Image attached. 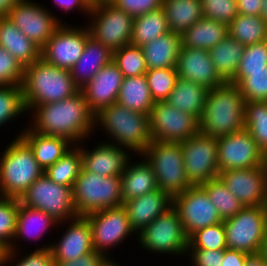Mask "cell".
Listing matches in <instances>:
<instances>
[{
    "instance_id": "obj_21",
    "label": "cell",
    "mask_w": 267,
    "mask_h": 266,
    "mask_svg": "<svg viewBox=\"0 0 267 266\" xmlns=\"http://www.w3.org/2000/svg\"><path fill=\"white\" fill-rule=\"evenodd\" d=\"M101 140L91 149L83 142L81 148L82 165L88 171L104 177L121 176L133 154L129 150Z\"/></svg>"
},
{
    "instance_id": "obj_13",
    "label": "cell",
    "mask_w": 267,
    "mask_h": 266,
    "mask_svg": "<svg viewBox=\"0 0 267 266\" xmlns=\"http://www.w3.org/2000/svg\"><path fill=\"white\" fill-rule=\"evenodd\" d=\"M40 3L33 0H20L10 8L5 16L29 40L42 48L52 37L54 31L66 22L62 20V17L60 19L57 14Z\"/></svg>"
},
{
    "instance_id": "obj_19",
    "label": "cell",
    "mask_w": 267,
    "mask_h": 266,
    "mask_svg": "<svg viewBox=\"0 0 267 266\" xmlns=\"http://www.w3.org/2000/svg\"><path fill=\"white\" fill-rule=\"evenodd\" d=\"M220 180L244 207L265 206L267 199V163L240 170L219 172Z\"/></svg>"
},
{
    "instance_id": "obj_4",
    "label": "cell",
    "mask_w": 267,
    "mask_h": 266,
    "mask_svg": "<svg viewBox=\"0 0 267 266\" xmlns=\"http://www.w3.org/2000/svg\"><path fill=\"white\" fill-rule=\"evenodd\" d=\"M21 86L27 112L37 105L59 102L80 91L71 71L48 64L42 58L24 67Z\"/></svg>"
},
{
    "instance_id": "obj_1",
    "label": "cell",
    "mask_w": 267,
    "mask_h": 266,
    "mask_svg": "<svg viewBox=\"0 0 267 266\" xmlns=\"http://www.w3.org/2000/svg\"><path fill=\"white\" fill-rule=\"evenodd\" d=\"M28 113L31 121L26 125L32 131L61 136L73 144H87L95 132V114L81 91L59 102L37 105Z\"/></svg>"
},
{
    "instance_id": "obj_32",
    "label": "cell",
    "mask_w": 267,
    "mask_h": 266,
    "mask_svg": "<svg viewBox=\"0 0 267 266\" xmlns=\"http://www.w3.org/2000/svg\"><path fill=\"white\" fill-rule=\"evenodd\" d=\"M228 36V25L203 17L181 35L182 47L209 51Z\"/></svg>"
},
{
    "instance_id": "obj_10",
    "label": "cell",
    "mask_w": 267,
    "mask_h": 266,
    "mask_svg": "<svg viewBox=\"0 0 267 266\" xmlns=\"http://www.w3.org/2000/svg\"><path fill=\"white\" fill-rule=\"evenodd\" d=\"M88 24L90 35L112 52L130 44L133 17L111 2L91 5Z\"/></svg>"
},
{
    "instance_id": "obj_8",
    "label": "cell",
    "mask_w": 267,
    "mask_h": 266,
    "mask_svg": "<svg viewBox=\"0 0 267 266\" xmlns=\"http://www.w3.org/2000/svg\"><path fill=\"white\" fill-rule=\"evenodd\" d=\"M120 176L104 177L83 167L72 188L78 216L123 205Z\"/></svg>"
},
{
    "instance_id": "obj_5",
    "label": "cell",
    "mask_w": 267,
    "mask_h": 266,
    "mask_svg": "<svg viewBox=\"0 0 267 266\" xmlns=\"http://www.w3.org/2000/svg\"><path fill=\"white\" fill-rule=\"evenodd\" d=\"M44 174L30 146L14 137L0 153V196L20 198Z\"/></svg>"
},
{
    "instance_id": "obj_2",
    "label": "cell",
    "mask_w": 267,
    "mask_h": 266,
    "mask_svg": "<svg viewBox=\"0 0 267 266\" xmlns=\"http://www.w3.org/2000/svg\"><path fill=\"white\" fill-rule=\"evenodd\" d=\"M96 129L103 130L105 138L108 137L106 143L125 148L135 157L140 156L153 141L149 115L132 111L117 102L95 114Z\"/></svg>"
},
{
    "instance_id": "obj_35",
    "label": "cell",
    "mask_w": 267,
    "mask_h": 266,
    "mask_svg": "<svg viewBox=\"0 0 267 266\" xmlns=\"http://www.w3.org/2000/svg\"><path fill=\"white\" fill-rule=\"evenodd\" d=\"M244 46L229 35L211 48L209 56L225 82H230L238 69Z\"/></svg>"
},
{
    "instance_id": "obj_17",
    "label": "cell",
    "mask_w": 267,
    "mask_h": 266,
    "mask_svg": "<svg viewBox=\"0 0 267 266\" xmlns=\"http://www.w3.org/2000/svg\"><path fill=\"white\" fill-rule=\"evenodd\" d=\"M153 141L181 142L199 133V120L165 101L154 102L149 114Z\"/></svg>"
},
{
    "instance_id": "obj_63",
    "label": "cell",
    "mask_w": 267,
    "mask_h": 266,
    "mask_svg": "<svg viewBox=\"0 0 267 266\" xmlns=\"http://www.w3.org/2000/svg\"><path fill=\"white\" fill-rule=\"evenodd\" d=\"M119 261H117L116 263H111L110 266H122L121 264L123 263H118Z\"/></svg>"
},
{
    "instance_id": "obj_42",
    "label": "cell",
    "mask_w": 267,
    "mask_h": 266,
    "mask_svg": "<svg viewBox=\"0 0 267 266\" xmlns=\"http://www.w3.org/2000/svg\"><path fill=\"white\" fill-rule=\"evenodd\" d=\"M113 62L124 77L140 76L148 70L142 48L132 44L114 51Z\"/></svg>"
},
{
    "instance_id": "obj_12",
    "label": "cell",
    "mask_w": 267,
    "mask_h": 266,
    "mask_svg": "<svg viewBox=\"0 0 267 266\" xmlns=\"http://www.w3.org/2000/svg\"><path fill=\"white\" fill-rule=\"evenodd\" d=\"M19 201L22 205L44 211L59 222L78 217L72 188L51 181L45 174L23 193Z\"/></svg>"
},
{
    "instance_id": "obj_11",
    "label": "cell",
    "mask_w": 267,
    "mask_h": 266,
    "mask_svg": "<svg viewBox=\"0 0 267 266\" xmlns=\"http://www.w3.org/2000/svg\"><path fill=\"white\" fill-rule=\"evenodd\" d=\"M84 217L90 224L94 251L103 254L112 263H115V260L112 254L108 253L113 252L117 245L118 248L121 247L127 238L129 240V237L137 236L130 226L123 206L95 211Z\"/></svg>"
},
{
    "instance_id": "obj_34",
    "label": "cell",
    "mask_w": 267,
    "mask_h": 266,
    "mask_svg": "<svg viewBox=\"0 0 267 266\" xmlns=\"http://www.w3.org/2000/svg\"><path fill=\"white\" fill-rule=\"evenodd\" d=\"M154 100L147 84L145 74L136 77H124L117 103L142 114H150Z\"/></svg>"
},
{
    "instance_id": "obj_33",
    "label": "cell",
    "mask_w": 267,
    "mask_h": 266,
    "mask_svg": "<svg viewBox=\"0 0 267 266\" xmlns=\"http://www.w3.org/2000/svg\"><path fill=\"white\" fill-rule=\"evenodd\" d=\"M162 8L170 31L180 35L204 17L201 0H163Z\"/></svg>"
},
{
    "instance_id": "obj_51",
    "label": "cell",
    "mask_w": 267,
    "mask_h": 266,
    "mask_svg": "<svg viewBox=\"0 0 267 266\" xmlns=\"http://www.w3.org/2000/svg\"><path fill=\"white\" fill-rule=\"evenodd\" d=\"M111 3L134 18L160 9L163 0H111Z\"/></svg>"
},
{
    "instance_id": "obj_61",
    "label": "cell",
    "mask_w": 267,
    "mask_h": 266,
    "mask_svg": "<svg viewBox=\"0 0 267 266\" xmlns=\"http://www.w3.org/2000/svg\"><path fill=\"white\" fill-rule=\"evenodd\" d=\"M5 258V249L0 245V266H3Z\"/></svg>"
},
{
    "instance_id": "obj_37",
    "label": "cell",
    "mask_w": 267,
    "mask_h": 266,
    "mask_svg": "<svg viewBox=\"0 0 267 266\" xmlns=\"http://www.w3.org/2000/svg\"><path fill=\"white\" fill-rule=\"evenodd\" d=\"M228 35L244 47L267 40V21L262 16L238 14L228 24Z\"/></svg>"
},
{
    "instance_id": "obj_25",
    "label": "cell",
    "mask_w": 267,
    "mask_h": 266,
    "mask_svg": "<svg viewBox=\"0 0 267 266\" xmlns=\"http://www.w3.org/2000/svg\"><path fill=\"white\" fill-rule=\"evenodd\" d=\"M59 221L42 210L22 205L19 201L15 234L10 247L5 251H20L21 241L42 240L53 228H58ZM45 233V234H44ZM22 239V240H21ZM17 240V241H16ZM20 246V247H19Z\"/></svg>"
},
{
    "instance_id": "obj_41",
    "label": "cell",
    "mask_w": 267,
    "mask_h": 266,
    "mask_svg": "<svg viewBox=\"0 0 267 266\" xmlns=\"http://www.w3.org/2000/svg\"><path fill=\"white\" fill-rule=\"evenodd\" d=\"M27 113L22 86H0V129Z\"/></svg>"
},
{
    "instance_id": "obj_16",
    "label": "cell",
    "mask_w": 267,
    "mask_h": 266,
    "mask_svg": "<svg viewBox=\"0 0 267 266\" xmlns=\"http://www.w3.org/2000/svg\"><path fill=\"white\" fill-rule=\"evenodd\" d=\"M217 146L219 172L248 169L267 163V156L246 129L217 138Z\"/></svg>"
},
{
    "instance_id": "obj_62",
    "label": "cell",
    "mask_w": 267,
    "mask_h": 266,
    "mask_svg": "<svg viewBox=\"0 0 267 266\" xmlns=\"http://www.w3.org/2000/svg\"><path fill=\"white\" fill-rule=\"evenodd\" d=\"M91 5L103 3V2H111V0H87Z\"/></svg>"
},
{
    "instance_id": "obj_49",
    "label": "cell",
    "mask_w": 267,
    "mask_h": 266,
    "mask_svg": "<svg viewBox=\"0 0 267 266\" xmlns=\"http://www.w3.org/2000/svg\"><path fill=\"white\" fill-rule=\"evenodd\" d=\"M205 18L229 24L239 14L236 0H201Z\"/></svg>"
},
{
    "instance_id": "obj_31",
    "label": "cell",
    "mask_w": 267,
    "mask_h": 266,
    "mask_svg": "<svg viewBox=\"0 0 267 266\" xmlns=\"http://www.w3.org/2000/svg\"><path fill=\"white\" fill-rule=\"evenodd\" d=\"M207 93L208 89L205 86L178 77L174 89L165 102L199 120Z\"/></svg>"
},
{
    "instance_id": "obj_44",
    "label": "cell",
    "mask_w": 267,
    "mask_h": 266,
    "mask_svg": "<svg viewBox=\"0 0 267 266\" xmlns=\"http://www.w3.org/2000/svg\"><path fill=\"white\" fill-rule=\"evenodd\" d=\"M51 243L38 245L35 250L29 251L23 255L20 251H5L3 266H55V260L52 256ZM19 259V260H18Z\"/></svg>"
},
{
    "instance_id": "obj_50",
    "label": "cell",
    "mask_w": 267,
    "mask_h": 266,
    "mask_svg": "<svg viewBox=\"0 0 267 266\" xmlns=\"http://www.w3.org/2000/svg\"><path fill=\"white\" fill-rule=\"evenodd\" d=\"M24 67L3 47H0V86L21 85Z\"/></svg>"
},
{
    "instance_id": "obj_57",
    "label": "cell",
    "mask_w": 267,
    "mask_h": 266,
    "mask_svg": "<svg viewBox=\"0 0 267 266\" xmlns=\"http://www.w3.org/2000/svg\"><path fill=\"white\" fill-rule=\"evenodd\" d=\"M245 266H267V261L261 252L249 253L245 259Z\"/></svg>"
},
{
    "instance_id": "obj_6",
    "label": "cell",
    "mask_w": 267,
    "mask_h": 266,
    "mask_svg": "<svg viewBox=\"0 0 267 266\" xmlns=\"http://www.w3.org/2000/svg\"><path fill=\"white\" fill-rule=\"evenodd\" d=\"M141 156L154 171L158 189L172 199L192 186L187 180L180 142L152 141Z\"/></svg>"
},
{
    "instance_id": "obj_54",
    "label": "cell",
    "mask_w": 267,
    "mask_h": 266,
    "mask_svg": "<svg viewBox=\"0 0 267 266\" xmlns=\"http://www.w3.org/2000/svg\"><path fill=\"white\" fill-rule=\"evenodd\" d=\"M53 4H56L58 11L68 14L75 10L79 14L82 12L87 19L91 11V4L87 0H54Z\"/></svg>"
},
{
    "instance_id": "obj_58",
    "label": "cell",
    "mask_w": 267,
    "mask_h": 266,
    "mask_svg": "<svg viewBox=\"0 0 267 266\" xmlns=\"http://www.w3.org/2000/svg\"><path fill=\"white\" fill-rule=\"evenodd\" d=\"M18 1L20 0H0V16L6 15Z\"/></svg>"
},
{
    "instance_id": "obj_53",
    "label": "cell",
    "mask_w": 267,
    "mask_h": 266,
    "mask_svg": "<svg viewBox=\"0 0 267 266\" xmlns=\"http://www.w3.org/2000/svg\"><path fill=\"white\" fill-rule=\"evenodd\" d=\"M112 262L103 254L92 251L71 261H55V266H110Z\"/></svg>"
},
{
    "instance_id": "obj_27",
    "label": "cell",
    "mask_w": 267,
    "mask_h": 266,
    "mask_svg": "<svg viewBox=\"0 0 267 266\" xmlns=\"http://www.w3.org/2000/svg\"><path fill=\"white\" fill-rule=\"evenodd\" d=\"M113 61V52L90 36L85 43L81 57L71 71L76 86L81 89L99 72Z\"/></svg>"
},
{
    "instance_id": "obj_59",
    "label": "cell",
    "mask_w": 267,
    "mask_h": 266,
    "mask_svg": "<svg viewBox=\"0 0 267 266\" xmlns=\"http://www.w3.org/2000/svg\"><path fill=\"white\" fill-rule=\"evenodd\" d=\"M260 252L263 254L267 261V232Z\"/></svg>"
},
{
    "instance_id": "obj_14",
    "label": "cell",
    "mask_w": 267,
    "mask_h": 266,
    "mask_svg": "<svg viewBox=\"0 0 267 266\" xmlns=\"http://www.w3.org/2000/svg\"><path fill=\"white\" fill-rule=\"evenodd\" d=\"M187 180L200 186L219 176L217 138L198 133L180 142Z\"/></svg>"
},
{
    "instance_id": "obj_64",
    "label": "cell",
    "mask_w": 267,
    "mask_h": 266,
    "mask_svg": "<svg viewBox=\"0 0 267 266\" xmlns=\"http://www.w3.org/2000/svg\"><path fill=\"white\" fill-rule=\"evenodd\" d=\"M265 207H266V212H267V199H266V204H265Z\"/></svg>"
},
{
    "instance_id": "obj_36",
    "label": "cell",
    "mask_w": 267,
    "mask_h": 266,
    "mask_svg": "<svg viewBox=\"0 0 267 266\" xmlns=\"http://www.w3.org/2000/svg\"><path fill=\"white\" fill-rule=\"evenodd\" d=\"M170 31L164 9L134 17L130 44L142 47Z\"/></svg>"
},
{
    "instance_id": "obj_48",
    "label": "cell",
    "mask_w": 267,
    "mask_h": 266,
    "mask_svg": "<svg viewBox=\"0 0 267 266\" xmlns=\"http://www.w3.org/2000/svg\"><path fill=\"white\" fill-rule=\"evenodd\" d=\"M237 87L247 101H267V70L247 71Z\"/></svg>"
},
{
    "instance_id": "obj_20",
    "label": "cell",
    "mask_w": 267,
    "mask_h": 266,
    "mask_svg": "<svg viewBox=\"0 0 267 266\" xmlns=\"http://www.w3.org/2000/svg\"><path fill=\"white\" fill-rule=\"evenodd\" d=\"M61 226L66 227V230L61 231V237L57 236L60 239L53 241L50 247L55 261L75 260L94 251L90 224L84 216H78L73 220L61 221L58 227Z\"/></svg>"
},
{
    "instance_id": "obj_45",
    "label": "cell",
    "mask_w": 267,
    "mask_h": 266,
    "mask_svg": "<svg viewBox=\"0 0 267 266\" xmlns=\"http://www.w3.org/2000/svg\"><path fill=\"white\" fill-rule=\"evenodd\" d=\"M151 97L155 102L165 101L178 78L176 68L147 70L145 73Z\"/></svg>"
},
{
    "instance_id": "obj_22",
    "label": "cell",
    "mask_w": 267,
    "mask_h": 266,
    "mask_svg": "<svg viewBox=\"0 0 267 266\" xmlns=\"http://www.w3.org/2000/svg\"><path fill=\"white\" fill-rule=\"evenodd\" d=\"M175 68L179 78L203 85L208 90L225 83L217 73L209 52L204 49L181 46Z\"/></svg>"
},
{
    "instance_id": "obj_60",
    "label": "cell",
    "mask_w": 267,
    "mask_h": 266,
    "mask_svg": "<svg viewBox=\"0 0 267 266\" xmlns=\"http://www.w3.org/2000/svg\"><path fill=\"white\" fill-rule=\"evenodd\" d=\"M261 16L267 21V0L262 1Z\"/></svg>"
},
{
    "instance_id": "obj_52",
    "label": "cell",
    "mask_w": 267,
    "mask_h": 266,
    "mask_svg": "<svg viewBox=\"0 0 267 266\" xmlns=\"http://www.w3.org/2000/svg\"><path fill=\"white\" fill-rule=\"evenodd\" d=\"M186 255L191 266H221L224 249H187Z\"/></svg>"
},
{
    "instance_id": "obj_7",
    "label": "cell",
    "mask_w": 267,
    "mask_h": 266,
    "mask_svg": "<svg viewBox=\"0 0 267 266\" xmlns=\"http://www.w3.org/2000/svg\"><path fill=\"white\" fill-rule=\"evenodd\" d=\"M141 249L152 255L185 258L189 237L177 210L172 206L159 215L135 237ZM169 255V256H168Z\"/></svg>"
},
{
    "instance_id": "obj_9",
    "label": "cell",
    "mask_w": 267,
    "mask_h": 266,
    "mask_svg": "<svg viewBox=\"0 0 267 266\" xmlns=\"http://www.w3.org/2000/svg\"><path fill=\"white\" fill-rule=\"evenodd\" d=\"M227 249L247 254L261 251L267 232L265 206L243 207L235 216L223 221Z\"/></svg>"
},
{
    "instance_id": "obj_38",
    "label": "cell",
    "mask_w": 267,
    "mask_h": 266,
    "mask_svg": "<svg viewBox=\"0 0 267 266\" xmlns=\"http://www.w3.org/2000/svg\"><path fill=\"white\" fill-rule=\"evenodd\" d=\"M82 167L81 148L74 144L55 164L47 167L44 174L59 185L73 188Z\"/></svg>"
},
{
    "instance_id": "obj_56",
    "label": "cell",
    "mask_w": 267,
    "mask_h": 266,
    "mask_svg": "<svg viewBox=\"0 0 267 266\" xmlns=\"http://www.w3.org/2000/svg\"><path fill=\"white\" fill-rule=\"evenodd\" d=\"M247 253L239 250L224 249L221 266H245Z\"/></svg>"
},
{
    "instance_id": "obj_15",
    "label": "cell",
    "mask_w": 267,
    "mask_h": 266,
    "mask_svg": "<svg viewBox=\"0 0 267 266\" xmlns=\"http://www.w3.org/2000/svg\"><path fill=\"white\" fill-rule=\"evenodd\" d=\"M77 24H61L41 48V58L55 67L71 70L81 57L86 40L91 36L85 27Z\"/></svg>"
},
{
    "instance_id": "obj_30",
    "label": "cell",
    "mask_w": 267,
    "mask_h": 266,
    "mask_svg": "<svg viewBox=\"0 0 267 266\" xmlns=\"http://www.w3.org/2000/svg\"><path fill=\"white\" fill-rule=\"evenodd\" d=\"M181 46V35L172 31L143 45L148 70L175 68Z\"/></svg>"
},
{
    "instance_id": "obj_43",
    "label": "cell",
    "mask_w": 267,
    "mask_h": 266,
    "mask_svg": "<svg viewBox=\"0 0 267 266\" xmlns=\"http://www.w3.org/2000/svg\"><path fill=\"white\" fill-rule=\"evenodd\" d=\"M267 70V40L244 47L234 78L230 83L237 85L247 71Z\"/></svg>"
},
{
    "instance_id": "obj_23",
    "label": "cell",
    "mask_w": 267,
    "mask_h": 266,
    "mask_svg": "<svg viewBox=\"0 0 267 266\" xmlns=\"http://www.w3.org/2000/svg\"><path fill=\"white\" fill-rule=\"evenodd\" d=\"M123 79V74L112 61L101 68L89 83L80 89L94 114L117 102Z\"/></svg>"
},
{
    "instance_id": "obj_26",
    "label": "cell",
    "mask_w": 267,
    "mask_h": 266,
    "mask_svg": "<svg viewBox=\"0 0 267 266\" xmlns=\"http://www.w3.org/2000/svg\"><path fill=\"white\" fill-rule=\"evenodd\" d=\"M20 136L31 148L38 164L45 170L55 164L74 144L61 136L44 135L23 127Z\"/></svg>"
},
{
    "instance_id": "obj_28",
    "label": "cell",
    "mask_w": 267,
    "mask_h": 266,
    "mask_svg": "<svg viewBox=\"0 0 267 266\" xmlns=\"http://www.w3.org/2000/svg\"><path fill=\"white\" fill-rule=\"evenodd\" d=\"M0 47L6 49L23 67L41 58V48L29 40L5 15L0 16Z\"/></svg>"
},
{
    "instance_id": "obj_47",
    "label": "cell",
    "mask_w": 267,
    "mask_h": 266,
    "mask_svg": "<svg viewBox=\"0 0 267 266\" xmlns=\"http://www.w3.org/2000/svg\"><path fill=\"white\" fill-rule=\"evenodd\" d=\"M19 199L0 196V245L7 250L15 234Z\"/></svg>"
},
{
    "instance_id": "obj_3",
    "label": "cell",
    "mask_w": 267,
    "mask_h": 266,
    "mask_svg": "<svg viewBox=\"0 0 267 266\" xmlns=\"http://www.w3.org/2000/svg\"><path fill=\"white\" fill-rule=\"evenodd\" d=\"M244 105V96L235 84L225 82L209 89L199 119V133L219 138L245 129Z\"/></svg>"
},
{
    "instance_id": "obj_55",
    "label": "cell",
    "mask_w": 267,
    "mask_h": 266,
    "mask_svg": "<svg viewBox=\"0 0 267 266\" xmlns=\"http://www.w3.org/2000/svg\"><path fill=\"white\" fill-rule=\"evenodd\" d=\"M263 0H236L238 13L242 15L261 16Z\"/></svg>"
},
{
    "instance_id": "obj_40",
    "label": "cell",
    "mask_w": 267,
    "mask_h": 266,
    "mask_svg": "<svg viewBox=\"0 0 267 266\" xmlns=\"http://www.w3.org/2000/svg\"><path fill=\"white\" fill-rule=\"evenodd\" d=\"M244 125L267 156V101L245 102Z\"/></svg>"
},
{
    "instance_id": "obj_46",
    "label": "cell",
    "mask_w": 267,
    "mask_h": 266,
    "mask_svg": "<svg viewBox=\"0 0 267 266\" xmlns=\"http://www.w3.org/2000/svg\"><path fill=\"white\" fill-rule=\"evenodd\" d=\"M187 249H227L223 222L194 232L189 237Z\"/></svg>"
},
{
    "instance_id": "obj_18",
    "label": "cell",
    "mask_w": 267,
    "mask_h": 266,
    "mask_svg": "<svg viewBox=\"0 0 267 266\" xmlns=\"http://www.w3.org/2000/svg\"><path fill=\"white\" fill-rule=\"evenodd\" d=\"M185 233L190 237L197 230L223 222L201 186H191L173 198Z\"/></svg>"
},
{
    "instance_id": "obj_24",
    "label": "cell",
    "mask_w": 267,
    "mask_h": 266,
    "mask_svg": "<svg viewBox=\"0 0 267 266\" xmlns=\"http://www.w3.org/2000/svg\"><path fill=\"white\" fill-rule=\"evenodd\" d=\"M129 218L132 230L137 235L159 215L173 206V199L162 190L157 189L143 196L123 202L122 205Z\"/></svg>"
},
{
    "instance_id": "obj_39",
    "label": "cell",
    "mask_w": 267,
    "mask_h": 266,
    "mask_svg": "<svg viewBox=\"0 0 267 266\" xmlns=\"http://www.w3.org/2000/svg\"><path fill=\"white\" fill-rule=\"evenodd\" d=\"M208 194L222 221L235 216L244 206L219 177L200 185Z\"/></svg>"
},
{
    "instance_id": "obj_29",
    "label": "cell",
    "mask_w": 267,
    "mask_h": 266,
    "mask_svg": "<svg viewBox=\"0 0 267 266\" xmlns=\"http://www.w3.org/2000/svg\"><path fill=\"white\" fill-rule=\"evenodd\" d=\"M140 159H131L120 176L123 202L143 196L158 189L155 173L140 155Z\"/></svg>"
}]
</instances>
